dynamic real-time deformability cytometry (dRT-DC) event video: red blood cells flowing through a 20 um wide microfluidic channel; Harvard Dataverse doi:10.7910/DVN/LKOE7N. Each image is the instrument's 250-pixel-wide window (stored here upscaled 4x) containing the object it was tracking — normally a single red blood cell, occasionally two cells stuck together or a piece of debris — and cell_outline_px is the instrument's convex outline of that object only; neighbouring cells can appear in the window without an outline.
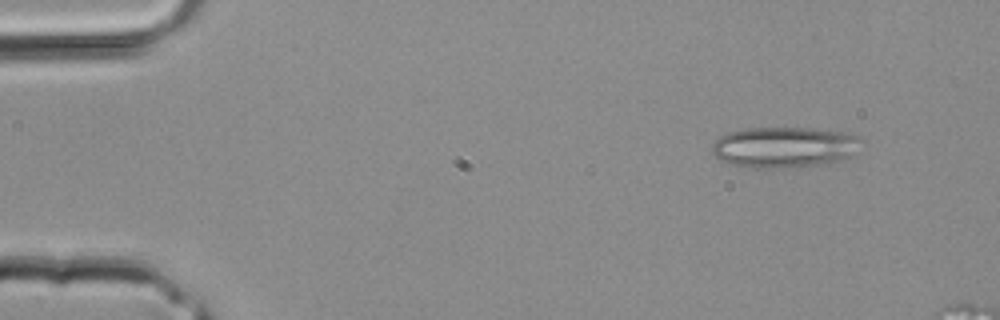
{"species": "common noctule bat (a hibernating species)", "species_latin": "Nyctalus noctula", "temperature_condition": "room temperature", "stored_images_in_passage": 3, "camera_frame_rate_fps": 3000, "um_per_image_px": 0.085, "animal": {"sex": "male", "body_mass_g": 20.4}, "frame": {"image": 1, "passage_image": 1, "time_ms": 0.0, "image_size_px": [1000, 320], "cell_outline_px": [[864, 140], [856, 156], [824, 164], [780, 168], [756, 168], [732, 164], [720, 160], [712, 152], [712, 144], [720, 136], [728, 132], [748, 128], [812, 128], [848, 132], [860, 136]], "centroid_in_image_um": [66.76, 12.5], "position_along_channel_um": 18.2, "area_um2": 36.07}}